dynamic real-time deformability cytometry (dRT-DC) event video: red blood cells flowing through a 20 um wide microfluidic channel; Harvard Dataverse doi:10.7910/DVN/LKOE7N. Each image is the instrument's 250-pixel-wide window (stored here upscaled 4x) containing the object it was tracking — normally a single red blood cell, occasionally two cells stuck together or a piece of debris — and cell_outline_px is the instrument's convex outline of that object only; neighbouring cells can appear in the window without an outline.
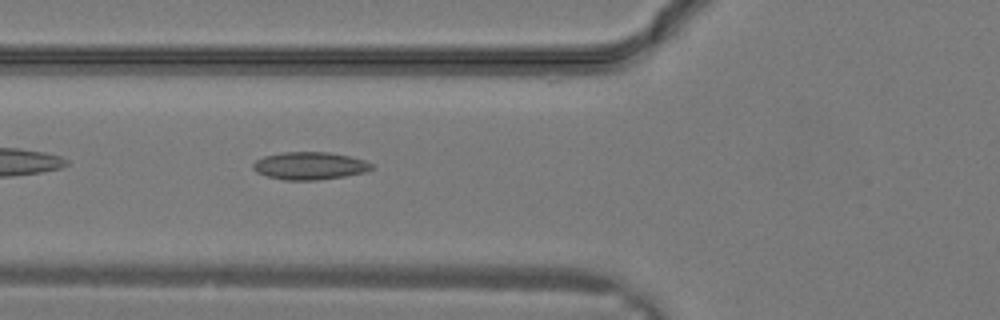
{"species": "common noctule bat (a hibernating species)", "species_latin": "Nyctalus noctula", "temperature_condition": "warm", "stored_images_in_passage": 3, "camera_frame_rate_fps": 3000, "um_per_image_px": 0.085, "animal": {"sex": "male", "body_mass_g": 19.2, "forearm_length_mm": 51.8}, "frame": {"image": 1, "passage_image": 3, "time_ms": 0.667, "image_size_px": [1000, 320], "cell_outline_px": [[372, 168], [364, 172], [344, 176], [316, 180], [284, 180], [268, 176], [256, 172], [252, 168], [252, 164], [256, 160], [264, 156], [280, 152], [328, 152], [348, 156], [364, 160], [372, 164]], "centroid_in_image_um": [26.28, 14.09], "position_along_channel_um": 99.5, "area_um2": 18.96}}